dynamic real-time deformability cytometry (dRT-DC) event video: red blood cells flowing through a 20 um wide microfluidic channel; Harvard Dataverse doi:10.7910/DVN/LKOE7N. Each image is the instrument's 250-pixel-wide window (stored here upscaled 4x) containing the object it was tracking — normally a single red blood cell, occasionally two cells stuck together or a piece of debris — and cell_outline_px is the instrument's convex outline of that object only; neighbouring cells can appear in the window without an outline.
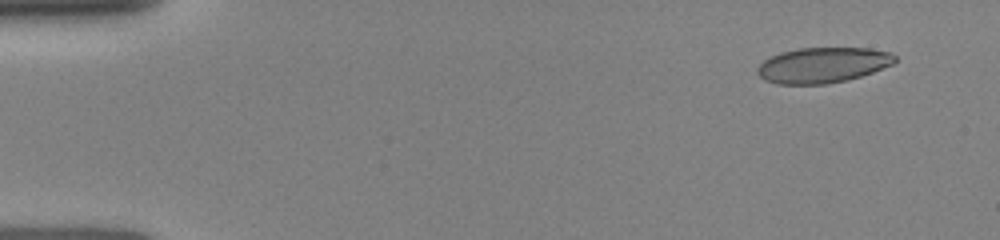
{"species": "human", "species_latin": "Homo sapiens", "temperature_condition": "room temperature", "stored_images_in_passage": 34, "camera_frame_rate_fps": 3000, "um_per_image_px": 0.085, "donor": {"sex": "female"}, "frame": {"image": 1, "passage_image": 4, "time_ms": 1.0, "image_size_px": [1000, 240], "cell_outline_px": [[896, 60], [892, 64], [872, 72], [848, 80], [824, 84], [776, 84], [764, 80], [756, 72], [756, 68], [764, 60], [780, 52], [800, 48], [868, 48], [892, 52], [896, 56]], "centroid_in_image_um": [69.92, 5.53], "position_along_channel_um": 15.1, "area_um2": 28.44}}
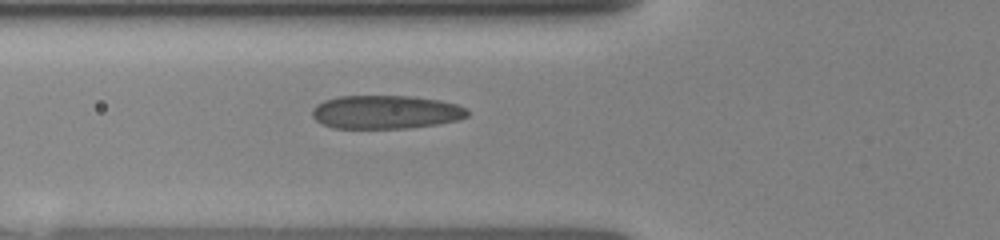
{"frame": {"image": 2, "passage_image": 18, "time_ms": 5.667, "image_size_px": [1000, 240], "cell_outline_px": [[468, 116], [460, 120], [436, 124], [408, 128], [336, 128], [324, 124], [316, 120], [312, 116], [312, 108], [316, 104], [324, 100], [336, 96], [412, 96], [440, 100], [456, 104], [468, 108]], "centroid_in_image_um": [32.8, 9.52], "position_along_channel_um": 93.0, "area_um2": 30.46}}
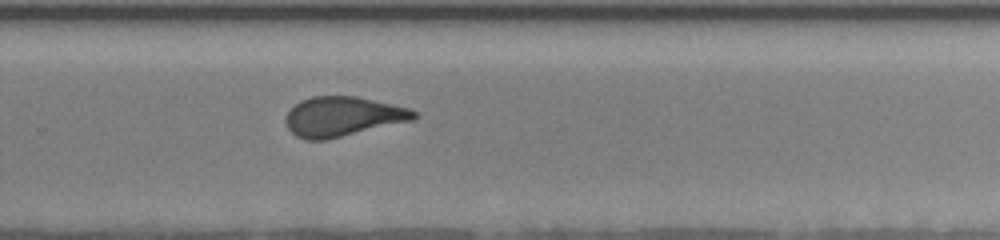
{"frame": {"image": 3, "passage_image": 34, "time_ms": 10.667, "image_size_px": [1000, 240], "cell_outline_px": [[416, 116], [412, 120], [324, 140], [308, 140], [296, 136], [288, 128], [284, 120], [284, 116], [300, 100], [312, 96], [356, 96], [392, 104], [408, 108], [416, 112]], "centroid_in_image_um": [29.08, 9.9], "position_along_channel_um": 300.7, "area_um2": 29.3}}